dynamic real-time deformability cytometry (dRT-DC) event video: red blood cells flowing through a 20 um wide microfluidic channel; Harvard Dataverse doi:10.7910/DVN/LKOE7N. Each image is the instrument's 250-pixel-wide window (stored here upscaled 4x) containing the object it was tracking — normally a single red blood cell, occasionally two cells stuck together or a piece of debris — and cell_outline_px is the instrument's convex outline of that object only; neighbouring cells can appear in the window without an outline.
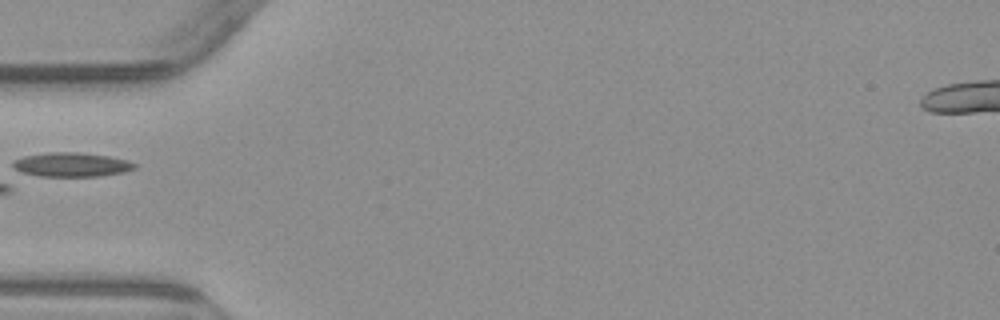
{"species": "common noctule bat (a hibernating species)", "species_latin": "Nyctalus noctula", "temperature_condition": "warm", "stored_images_in_passage": 6, "camera_frame_rate_fps": 3000, "um_per_image_px": 0.085, "animal": {"sex": "male", "body_mass_g": 23.1, "forearm_length_mm": 52.7}, "frame": {"image": 1, "passage_image": 6, "time_ms": 6.0, "image_size_px": [1000, 320], "cell_outline_px": [[136, 168], [124, 172], [100, 176], [40, 176], [24, 172], [16, 168], [12, 164], [12, 160], [24, 156], [48, 152], [80, 152], [108, 156], [128, 160], [136, 164]], "centroid_in_image_um": [6.11, 13.98], "position_along_channel_um": 78.9, "area_um2": 17.05}}